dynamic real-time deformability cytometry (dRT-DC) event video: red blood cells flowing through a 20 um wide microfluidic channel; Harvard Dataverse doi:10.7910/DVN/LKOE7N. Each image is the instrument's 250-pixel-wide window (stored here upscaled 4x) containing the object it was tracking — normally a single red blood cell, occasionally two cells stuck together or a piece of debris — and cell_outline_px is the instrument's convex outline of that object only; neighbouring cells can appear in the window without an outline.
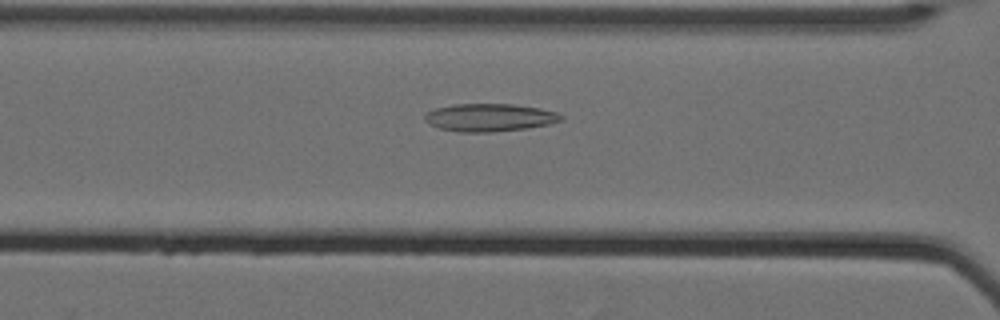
{"species": "Egyptian fruit bat (a non-hibernating species)", "species_latin": "Rousettus aegyptiacus", "temperature_condition": "cold", "stored_images_in_passage": 37, "camera_frame_rate_fps": 3000, "um_per_image_px": 0.085, "animal": {"sex": "female"}, "frame": {"image": 1, "passage_image": 12, "time_ms": 3.667, "image_size_px": [1000, 320], "cell_outline_px": [[564, 120], [548, 124], [528, 128], [488, 132], [460, 132], [436, 128], [428, 124], [424, 120], [424, 116], [428, 112], [436, 108], [456, 104], [512, 104], [540, 108], [560, 112], [564, 116]], "centroid_in_image_um": [41.64, 9.99], "position_along_channel_um": 125.0, "area_um2": 22.25}}
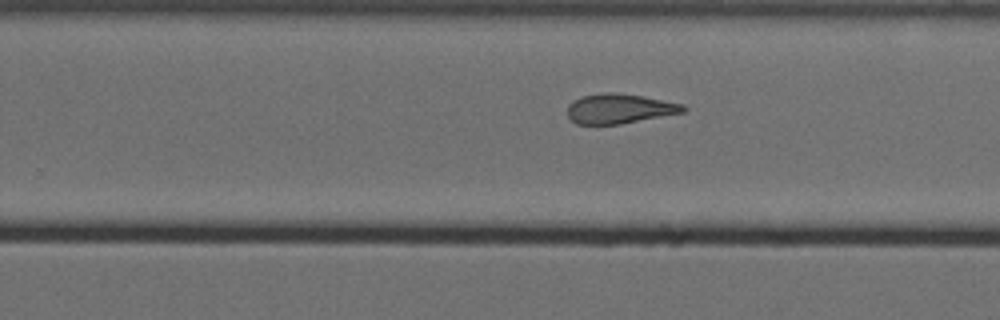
{"frame": {"image": 2, "passage_image": 25, "time_ms": 8.0, "image_size_px": [1000, 320], "cell_outline_px": [[688, 108], [684, 112], [620, 124], [576, 124], [568, 116], [568, 104], [572, 100], [580, 96], [604, 92], [612, 92], [644, 96], [684, 104]], "centroid_in_image_um": [52.64, 9.22], "position_along_channel_um": 277.2, "area_um2": 20.17}}
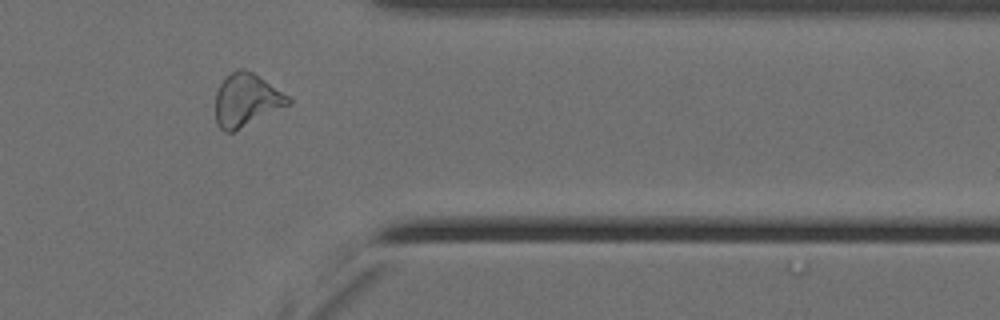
{"frame": {"image": 3, "passage_image": 35, "time_ms": 11.333, "image_size_px": [1000, 320], "cell_outline_px": [[292, 104], [232, 132], [224, 132], [216, 124], [216, 92], [220, 84], [236, 68], [244, 68], [252, 72], [288, 96], [292, 100]], "centroid_in_image_um": [20.94, 8.52], "position_along_channel_um": 390.5, "area_um2": 22.2}, "authors_computed_cell_mechanics": {"area_um2": 21.2704, "velocity_mm_per_s": 3.5229, "shape_relaxation_time_tau1_ms": null, "shape_relaxation_time_tau2_ms": 3.7282, "deformation_change_tau1": null, "deformation_change_tau2": 0.1334}}